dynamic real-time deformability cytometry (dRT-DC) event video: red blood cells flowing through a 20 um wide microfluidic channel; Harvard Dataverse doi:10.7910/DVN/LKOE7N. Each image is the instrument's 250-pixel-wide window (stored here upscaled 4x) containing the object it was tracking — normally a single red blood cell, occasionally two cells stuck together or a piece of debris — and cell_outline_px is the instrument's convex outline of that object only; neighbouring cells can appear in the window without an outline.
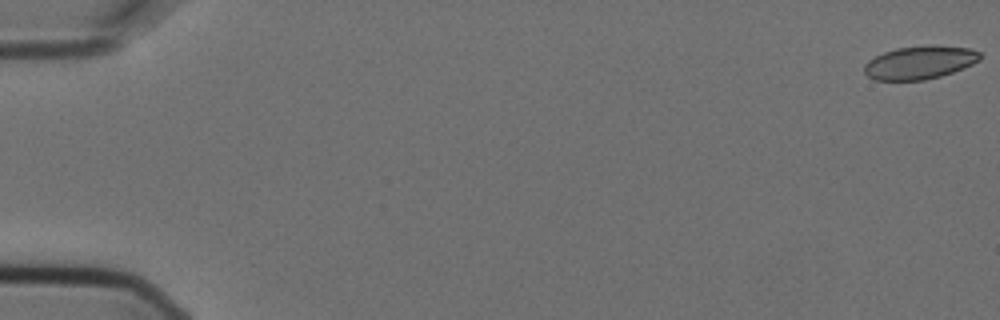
{"species": "Egyptian fruit bat (a non-hibernating species)", "species_latin": "Rousettus aegyptiacus", "temperature_condition": "cold", "stored_images_in_passage": 6, "camera_frame_rate_fps": 3000, "um_per_image_px": 0.085, "animal": {"sex": "female"}, "frame": {"image": 1, "passage_image": 1, "time_ms": 0.0, "image_size_px": [1000, 320], "cell_outline_px": [[980, 60], [964, 68], [940, 76], [924, 80], [876, 80], [868, 76], [864, 72], [864, 64], [868, 60], [884, 52], [896, 48], [924, 44], [928, 44], [968, 48], [980, 52]], "centroid_in_image_um": [78.17, 5.3], "position_along_channel_um": 6.8, "area_um2": 22.48}}
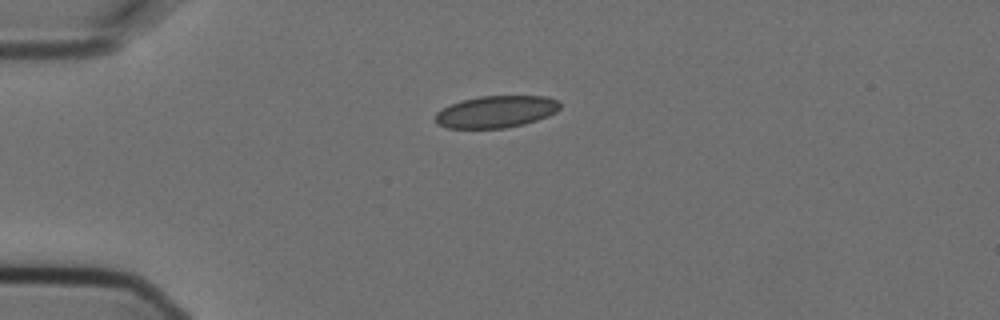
{"frame": {"image": 2, "passage_image": 5, "time_ms": 1.333, "image_size_px": [1000, 320], "cell_outline_px": [[560, 108], [556, 112], [548, 116], [524, 124], [504, 128], [448, 128], [436, 124], [436, 112], [452, 104], [464, 100], [480, 96], [548, 96], [560, 100]], "centroid_in_image_um": [42.21, 9.49], "position_along_channel_um": 42.8, "area_um2": 23.18}}